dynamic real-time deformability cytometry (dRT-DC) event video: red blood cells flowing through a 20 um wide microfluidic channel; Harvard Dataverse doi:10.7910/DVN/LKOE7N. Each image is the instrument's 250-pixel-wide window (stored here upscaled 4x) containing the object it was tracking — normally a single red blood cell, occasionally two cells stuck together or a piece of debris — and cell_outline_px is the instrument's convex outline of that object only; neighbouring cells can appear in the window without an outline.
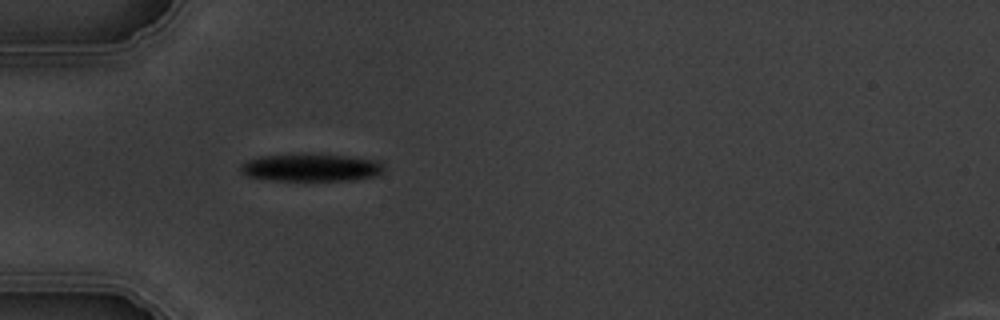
{"species": "common noctule bat (a hibernating species)", "species_latin": "Nyctalus noctula", "temperature_condition": "warm", "stored_images_in_passage": 5, "camera_frame_rate_fps": 3000, "um_per_image_px": 0.085, "animal": {"sex": "male", "body_mass_g": 19.5, "forearm_length_mm": 54.6}, "frame": {"image": 1, "passage_image": 5, "time_ms": 4.333, "image_size_px": [1000, 320], "cell_outline_px": [[384, 168], [376, 176], [356, 180], [264, 180], [244, 176], [240, 172], [240, 164], [248, 160], [260, 156], [296, 152], [308, 152], [348, 156], [380, 160], [384, 164]], "centroid_in_image_um": [26.39, 14.21], "position_along_channel_um": 58.6, "area_um2": 24.04}}